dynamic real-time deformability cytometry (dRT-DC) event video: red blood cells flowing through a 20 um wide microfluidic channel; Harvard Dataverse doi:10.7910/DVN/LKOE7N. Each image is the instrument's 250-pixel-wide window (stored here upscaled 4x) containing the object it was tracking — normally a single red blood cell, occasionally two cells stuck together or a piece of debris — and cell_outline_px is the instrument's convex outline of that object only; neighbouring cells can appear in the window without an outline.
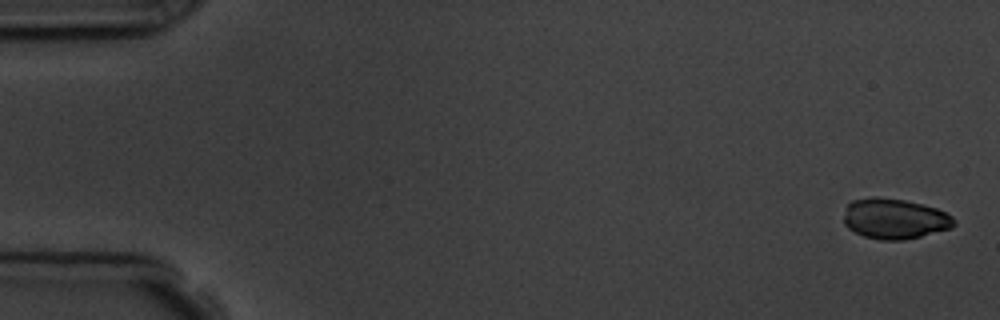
{"species": "common noctule bat (a hibernating species)", "species_latin": "Nyctalus noctula", "temperature_condition": "room temperature", "stored_images_in_passage": 5, "camera_frame_rate_fps": 3000, "um_per_image_px": 0.085, "animal": {"sex": "male", "body_mass_g": 19.5, "forearm_length_mm": 54.6}, "frame": {"image": 1, "passage_image": 1, "time_ms": 0.0, "image_size_px": [1000, 320], "cell_outline_px": [[956, 224], [952, 228], [904, 240], [880, 240], [864, 236], [848, 228], [844, 224], [844, 216], [848, 204], [852, 200], [872, 196], [876, 196], [904, 200], [936, 208], [952, 216], [956, 220]], "centroid_in_image_um": [76.04, 18.59], "position_along_channel_um": 9.0, "area_um2": 25.95}}
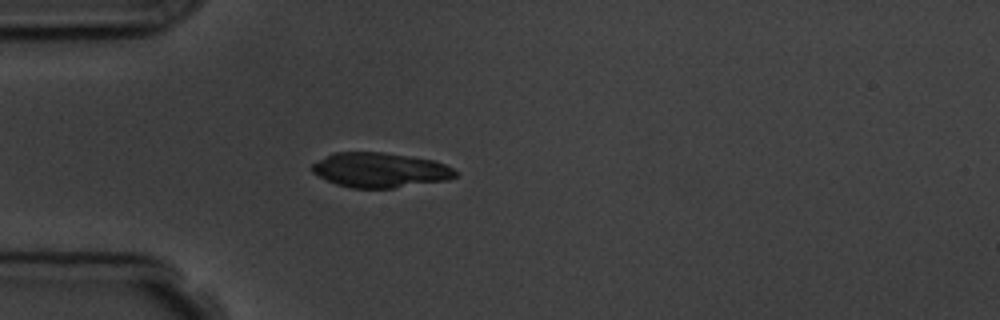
{"frame": {"image": 2, "passage_image": 5, "time_ms": 4.667, "image_size_px": [1000, 320], "cell_outline_px": [[456, 176], [448, 180], [392, 188], [352, 188], [336, 184], [312, 172], [308, 168], [312, 164], [332, 152], [380, 152], [408, 156], [432, 160], [444, 164], [452, 168], [456, 172]], "centroid_in_image_um": [32.27, 14.45], "position_along_channel_um": 52.7, "area_um2": 28.9}}